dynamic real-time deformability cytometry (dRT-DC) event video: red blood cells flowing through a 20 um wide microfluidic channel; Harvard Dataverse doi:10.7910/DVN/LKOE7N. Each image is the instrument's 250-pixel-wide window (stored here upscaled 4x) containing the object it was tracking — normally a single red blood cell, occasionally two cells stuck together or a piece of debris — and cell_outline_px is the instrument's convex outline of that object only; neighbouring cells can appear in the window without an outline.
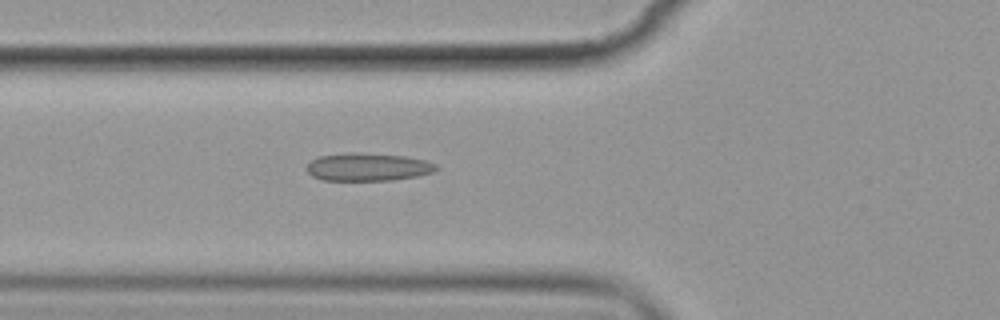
{"species": "common noctule bat (a hibernating species)", "species_latin": "Nyctalus noctula", "temperature_condition": "cold", "stored_images_in_passage": 6, "camera_frame_rate_fps": 3000, "um_per_image_px": 0.085, "animal": {"sex": "female", "body_mass_g": 19.9}, "frame": {"image": 1, "passage_image": 6, "time_ms": 6.0, "image_size_px": [1000, 320], "cell_outline_px": [[440, 168], [432, 172], [416, 176], [392, 180], [324, 180], [312, 176], [304, 168], [312, 160], [320, 156], [352, 152], [404, 156], [424, 160], [436, 164]], "centroid_in_image_um": [31.26, 14.19], "position_along_channel_um": 94.5, "area_um2": 20.87}}